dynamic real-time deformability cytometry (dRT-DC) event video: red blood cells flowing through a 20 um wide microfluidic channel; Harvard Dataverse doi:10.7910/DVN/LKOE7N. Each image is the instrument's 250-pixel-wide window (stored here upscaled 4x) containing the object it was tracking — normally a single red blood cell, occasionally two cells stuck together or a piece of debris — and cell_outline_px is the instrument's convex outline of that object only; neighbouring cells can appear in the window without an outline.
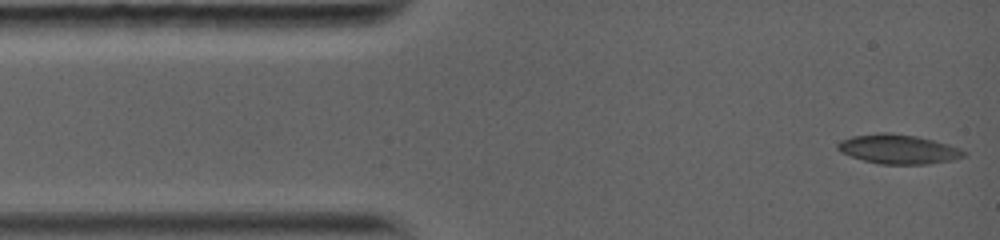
{"species": "common noctule bat (a hibernating species)", "species_latin": "Nyctalus noctula", "temperature_condition": "warm", "stored_images_in_passage": 23, "camera_frame_rate_fps": 5000, "um_per_image_px": 0.085, "animal": {"sex": "female", "body_mass_g": 19.0, "forearm_length_mm": 56.7}, "frame": {"image": 1, "passage_image": 1, "time_ms": 0.0, "image_size_px": [1000, 240], "cell_outline_px": [[968, 152], [964, 156], [952, 160], [928, 164], [880, 164], [864, 160], [840, 152], [836, 148], [836, 144], [840, 140], [852, 136], [880, 132], [892, 132], [916, 136], [948, 144], [960, 148]], "centroid_in_image_um": [76.34, 12.67], "position_along_channel_um": 8.7, "area_um2": 21.68}}
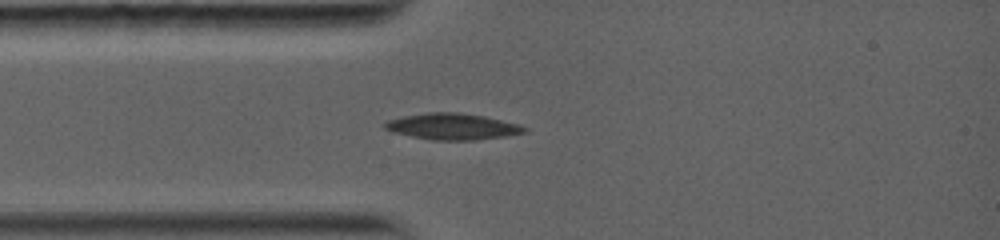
{"frame": {"image": 2, "passage_image": 20, "time_ms": 2.6, "image_size_px": [1000, 240], "cell_outline_px": [[528, 132], [508, 136], [476, 140], [432, 140], [392, 132], [384, 128], [384, 124], [392, 120], [408, 116], [432, 112], [452, 112], [480, 116], [520, 124], [528, 128]], "centroid_in_image_um": [38.54, 10.78], "position_along_channel_um": 46.5, "area_um2": 20.92}}